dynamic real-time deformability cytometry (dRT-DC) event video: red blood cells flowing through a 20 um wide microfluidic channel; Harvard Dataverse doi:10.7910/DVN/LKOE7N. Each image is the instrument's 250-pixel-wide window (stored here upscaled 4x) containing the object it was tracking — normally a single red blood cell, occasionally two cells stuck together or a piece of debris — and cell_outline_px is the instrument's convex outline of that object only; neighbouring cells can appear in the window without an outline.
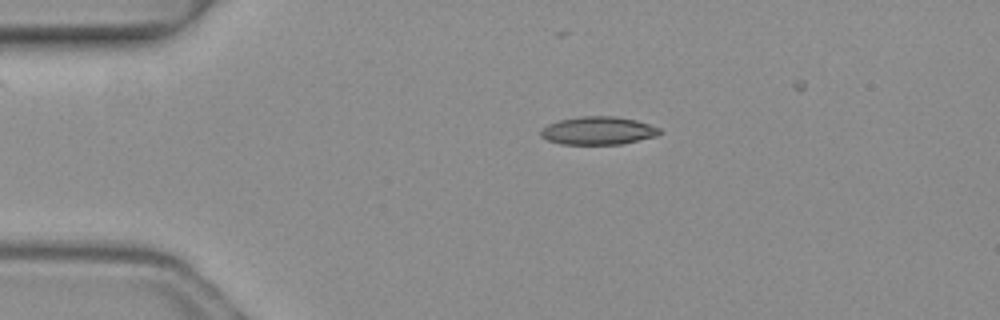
{"species": "common noctule bat (a hibernating species)", "species_latin": "Nyctalus noctula", "temperature_condition": "warm", "stored_images_in_passage": 2, "camera_frame_rate_fps": 3000, "um_per_image_px": 0.085, "animal": {"sex": "female", "body_mass_g": 19.3, "forearm_length_mm": 54.1}, "frame": {"image": 1, "passage_image": 1, "time_ms": 0.0, "image_size_px": [1000, 320], "cell_outline_px": [[660, 132], [656, 136], [620, 144], [560, 144], [548, 140], [540, 136], [540, 132], [548, 124], [560, 120], [580, 116], [616, 116], [636, 120], [660, 128]], "centroid_in_image_um": [50.83, 11.1], "position_along_channel_um": 34.2, "area_um2": 19.25}}